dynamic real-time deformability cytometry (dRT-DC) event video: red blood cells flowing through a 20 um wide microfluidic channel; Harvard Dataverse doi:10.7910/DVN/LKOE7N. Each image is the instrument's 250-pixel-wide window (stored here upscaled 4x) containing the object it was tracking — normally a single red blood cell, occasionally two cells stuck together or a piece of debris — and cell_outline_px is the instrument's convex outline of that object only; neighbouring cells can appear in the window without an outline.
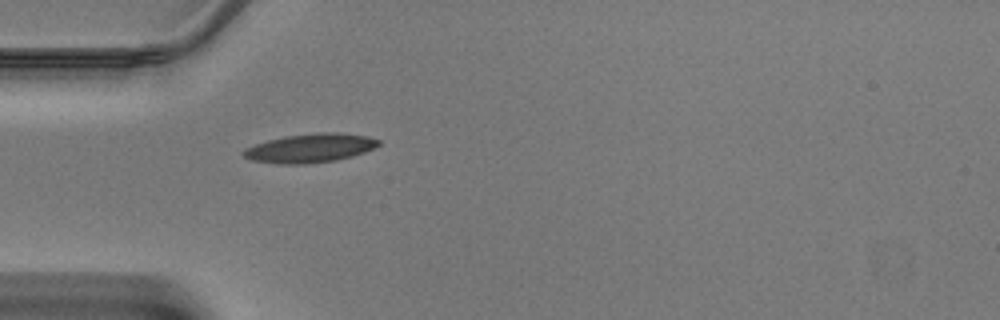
{"species": "Egyptian fruit bat (a non-hibernating species)", "species_latin": "Rousettus aegyptiacus", "temperature_condition": "warm", "stored_images_in_passage": 33, "camera_frame_rate_fps": 3000, "um_per_image_px": 0.085, "animal": {"sex": "male"}, "frame": {"image": 1, "passage_image": 1, "time_ms": 0.0, "image_size_px": [1000, 320], "cell_outline_px": [[380, 144], [376, 148], [352, 156], [336, 160], [304, 164], [280, 164], [252, 160], [244, 156], [244, 148], [268, 140], [284, 136], [320, 132], [336, 132], [368, 136], [380, 140]], "centroid_in_image_um": [26.4, 12.58], "position_along_channel_um": 58.6, "area_um2": 22.66}}
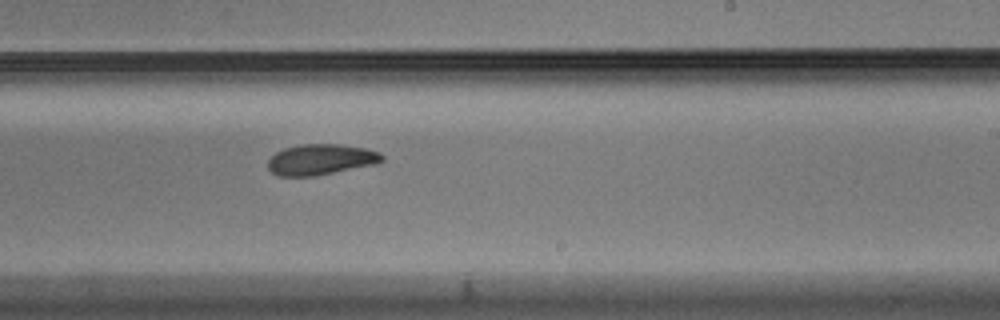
{"frame": {"image": 2, "passage_image": 15, "time_ms": 4.667, "image_size_px": [1000, 320], "cell_outline_px": [[384, 160], [376, 164], [316, 176], [276, 176], [268, 168], [268, 160], [276, 152], [284, 148], [300, 144], [340, 144], [364, 148], [380, 152], [384, 156]], "centroid_in_image_um": [27.27, 13.56], "position_along_channel_um": 261.7, "area_um2": 20.58}}
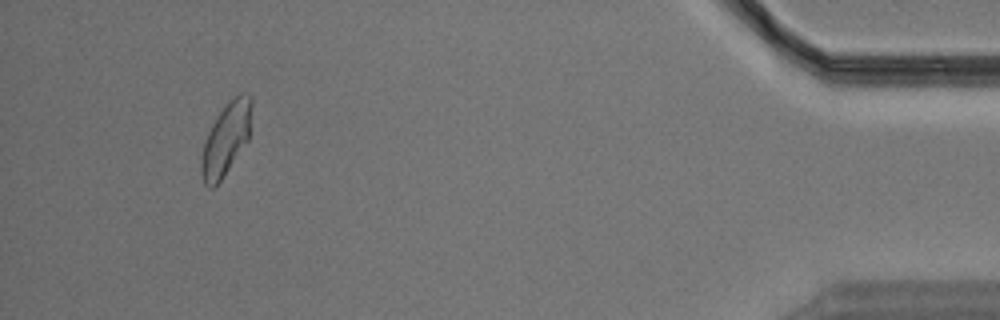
{"frame": {"image": 3, "passage_image": 30, "time_ms": 9.667, "image_size_px": [1000, 320], "cell_outline_px": [[252, 108], [248, 140], [220, 180], [212, 188], [208, 188], [204, 184], [200, 172], [200, 160], [204, 144], [208, 132], [212, 124], [220, 112], [232, 96], [240, 92], [248, 92], [252, 100]], "centroid_in_image_um": [19.21, 11.77], "position_along_channel_um": 416.0, "area_um2": 21.1}}